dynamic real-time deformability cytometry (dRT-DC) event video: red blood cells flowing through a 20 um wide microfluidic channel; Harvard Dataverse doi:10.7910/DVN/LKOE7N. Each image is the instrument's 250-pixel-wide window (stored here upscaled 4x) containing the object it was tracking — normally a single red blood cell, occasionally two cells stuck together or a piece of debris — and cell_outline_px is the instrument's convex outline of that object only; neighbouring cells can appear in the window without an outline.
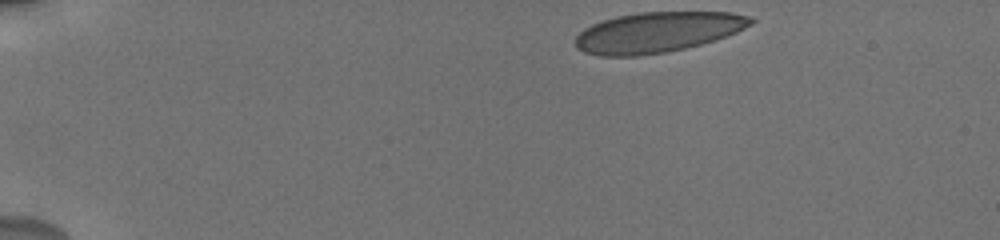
{"species": "human", "species_latin": "Homo sapiens", "temperature_condition": "cold", "stored_images_in_passage": 21, "camera_frame_rate_fps": 3000, "um_per_image_px": 0.085, "donor": {"sex": "male"}, "frame": {"image": 1, "passage_image": 1, "time_ms": 0.0, "image_size_px": [1000, 240], "cell_outline_px": [[756, 20], [752, 24], [736, 32], [700, 44], [684, 48], [664, 52], [636, 56], [600, 56], [584, 52], [576, 48], [572, 40], [584, 28], [592, 24], [616, 16], [640, 12], [732, 12], [752, 16]], "centroid_in_image_um": [55.86, 2.73], "position_along_channel_um": 29.1, "area_um2": 41.33}}
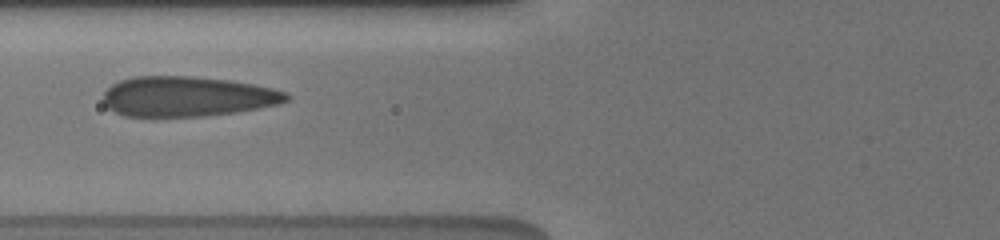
{"frame": {"image": 2, "passage_image": 14, "time_ms": 4.667, "image_size_px": [1000, 240], "cell_outline_px": [[292, 96], [288, 100], [280, 104], [260, 108], [236, 112], [200, 116], [124, 116], [108, 108], [104, 104], [104, 92], [112, 84], [120, 80], [136, 76], [188, 76], [228, 80], [252, 84], [272, 88], [288, 92]], "centroid_in_image_um": [15.95, 8.2], "position_along_channel_um": 109.9, "area_um2": 42.77}}
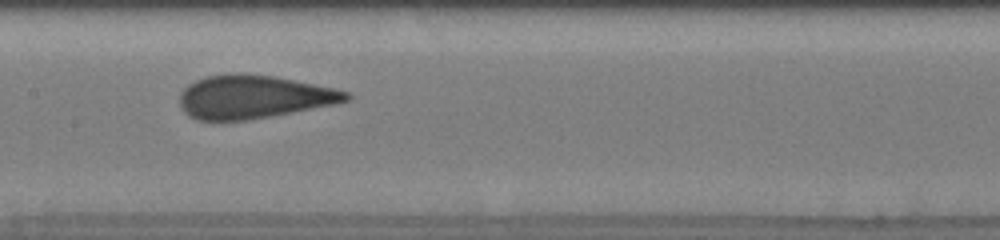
{"frame": {"image": 3, "passage_image": 20, "time_ms": 6.667, "image_size_px": [1000, 240], "cell_outline_px": [[352, 100], [332, 104], [248, 120], [196, 120], [188, 116], [180, 108], [180, 92], [188, 84], [196, 80], [208, 76], [236, 72], [272, 76], [332, 88], [348, 92], [352, 96]], "centroid_in_image_um": [21.49, 8.23], "position_along_channel_um": 185.9, "area_um2": 41.62}}